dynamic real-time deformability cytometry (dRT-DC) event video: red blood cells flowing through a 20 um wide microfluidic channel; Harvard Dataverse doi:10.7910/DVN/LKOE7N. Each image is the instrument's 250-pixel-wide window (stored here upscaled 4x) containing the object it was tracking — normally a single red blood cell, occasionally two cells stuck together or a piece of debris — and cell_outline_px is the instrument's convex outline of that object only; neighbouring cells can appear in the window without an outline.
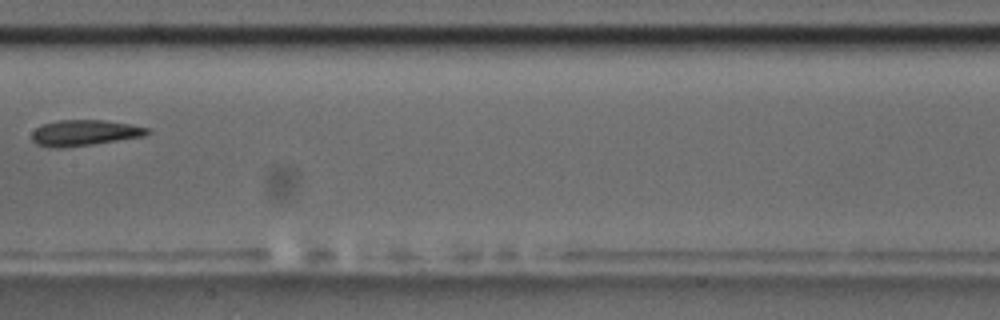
{"species": "common noctule bat (a hibernating species)", "species_latin": "Nyctalus noctula", "temperature_condition": "room temperature", "stored_images_in_passage": 7, "camera_frame_rate_fps": 3000, "um_per_image_px": 0.085, "animal": {"sex": "male", "body_mass_g": 17.5, "forearm_length_mm": 52.3}, "frame": {"image": 1, "passage_image": 6, "time_ms": 6.667, "image_size_px": [1000, 320], "cell_outline_px": [[152, 132], [144, 136], [92, 144], [60, 148], [56, 148], [36, 144], [32, 140], [32, 132], [40, 124], [56, 120], [100, 120], [128, 124], [148, 128]], "centroid_in_image_um": [7.14, 11.28], "position_along_channel_um": 200.3, "area_um2": 17.28}}